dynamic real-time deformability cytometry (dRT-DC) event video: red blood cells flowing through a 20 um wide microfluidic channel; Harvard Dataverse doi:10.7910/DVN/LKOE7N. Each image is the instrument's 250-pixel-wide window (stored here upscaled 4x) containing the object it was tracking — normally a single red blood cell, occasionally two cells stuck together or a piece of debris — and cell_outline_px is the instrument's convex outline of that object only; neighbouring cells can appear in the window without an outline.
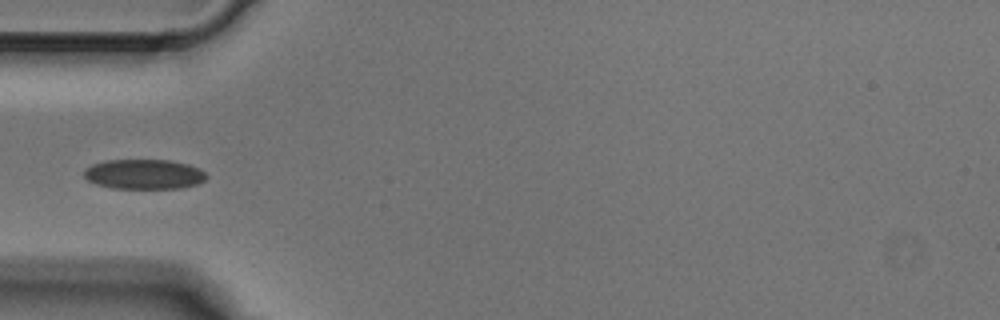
{"species": "Egyptian fruit bat (a non-hibernating species)", "species_latin": "Rousettus aegyptiacus", "temperature_condition": "cold", "stored_images_in_passage": 3, "camera_frame_rate_fps": 3000, "um_per_image_px": 0.085, "animal": {"sex": "male"}, "frame": {"image": 1, "passage_image": 3, "time_ms": 0.667, "image_size_px": [1000, 320], "cell_outline_px": [[208, 176], [204, 180], [196, 184], [180, 188], [112, 188], [96, 184], [88, 180], [84, 176], [84, 168], [92, 164], [104, 160], [172, 160], [188, 164], [200, 168]], "centroid_in_image_um": [12.23, 14.8], "position_along_channel_um": 72.8, "area_um2": 21.39}}